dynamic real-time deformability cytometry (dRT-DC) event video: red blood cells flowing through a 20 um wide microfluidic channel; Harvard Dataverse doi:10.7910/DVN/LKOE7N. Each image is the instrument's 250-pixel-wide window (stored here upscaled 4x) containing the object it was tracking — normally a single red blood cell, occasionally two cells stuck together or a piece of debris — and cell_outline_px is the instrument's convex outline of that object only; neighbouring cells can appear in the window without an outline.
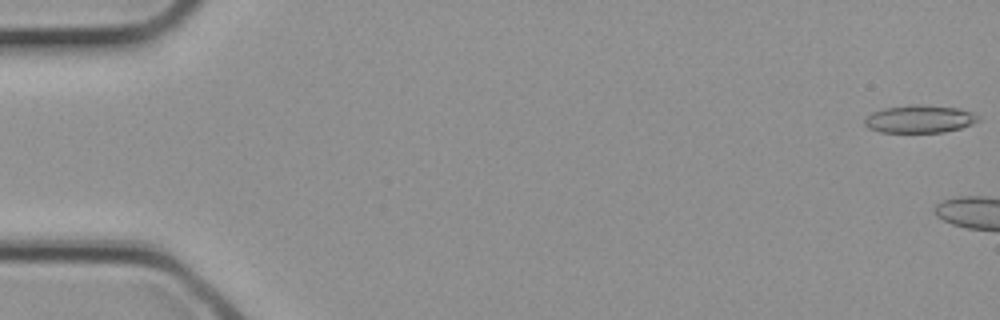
{"species": "common noctule bat (a hibernating species)", "species_latin": "Nyctalus noctula", "temperature_condition": "cold", "stored_images_in_passage": 3, "camera_frame_rate_fps": 3000, "um_per_image_px": 0.085, "animal": {"sex": "female", "body_mass_g": 21.9}, "frame": {"image": 1, "passage_image": 1, "time_ms": 0.0, "image_size_px": [1000, 320], "cell_outline_px": [[980, 120], [972, 124], [960, 128], [944, 132], [880, 132], [868, 128], [864, 124], [864, 120], [872, 112], [884, 108], [912, 104], [920, 104], [960, 108], [972, 112], [980, 116]], "centroid_in_image_um": [78.19, 10.11], "position_along_channel_um": 6.8, "area_um2": 18.5}}